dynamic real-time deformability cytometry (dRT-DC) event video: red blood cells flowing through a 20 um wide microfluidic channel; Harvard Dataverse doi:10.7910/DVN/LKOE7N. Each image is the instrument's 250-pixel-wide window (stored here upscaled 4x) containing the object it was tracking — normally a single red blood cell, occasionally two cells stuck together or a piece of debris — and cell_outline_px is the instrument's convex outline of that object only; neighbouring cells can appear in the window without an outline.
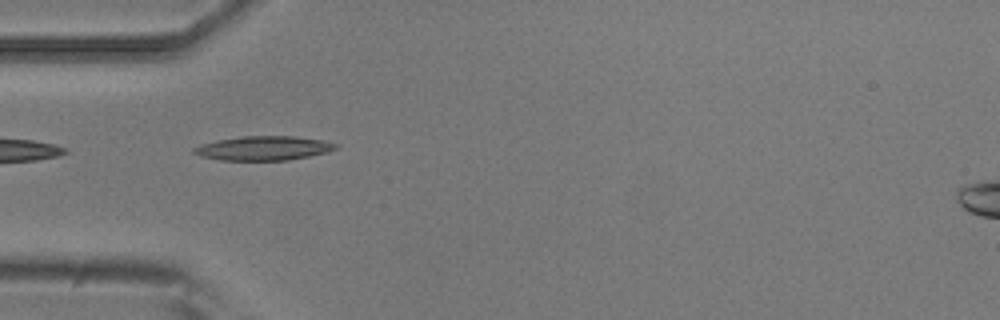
{"species": "common noctule bat (a hibernating species)", "species_latin": "Nyctalus noctula", "temperature_condition": "room temperature", "stored_images_in_passage": 6, "camera_frame_rate_fps": 3000, "um_per_image_px": 0.085, "animal": {"sex": "male", "body_mass_g": 20.5, "forearm_length_mm": 52.5}, "frame": {"image": 1, "passage_image": 5, "time_ms": 1.333, "image_size_px": [1000, 320], "cell_outline_px": [[340, 144], [336, 148], [328, 152], [288, 160], [220, 160], [200, 156], [192, 152], [192, 148], [200, 144], [240, 136], [296, 136], [320, 140]], "centroid_in_image_um": [22.38, 12.59], "position_along_channel_um": 62.6, "area_um2": 19.94}}
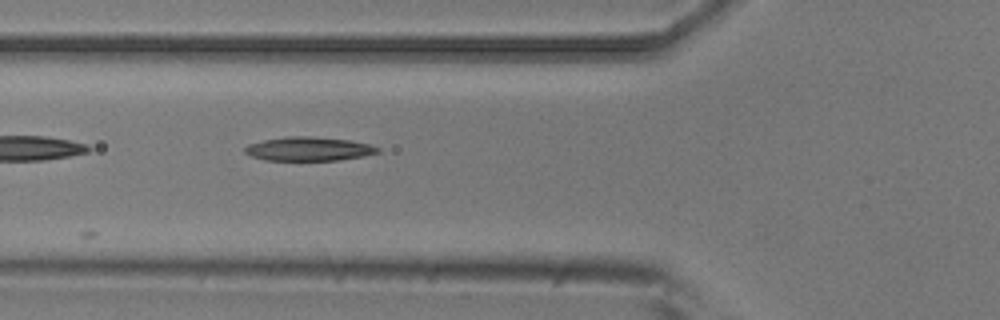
{"frame": {"image": 2, "passage_image": 6, "time_ms": 1.667, "image_size_px": [1000, 320], "cell_outline_px": [[380, 152], [364, 156], [340, 160], [264, 160], [252, 156], [244, 152], [244, 148], [248, 144], [264, 140], [288, 136], [308, 136], [348, 140], [368, 144], [380, 148]], "centroid_in_image_um": [26.24, 12.66], "position_along_channel_um": 99.6, "area_um2": 18.38}}